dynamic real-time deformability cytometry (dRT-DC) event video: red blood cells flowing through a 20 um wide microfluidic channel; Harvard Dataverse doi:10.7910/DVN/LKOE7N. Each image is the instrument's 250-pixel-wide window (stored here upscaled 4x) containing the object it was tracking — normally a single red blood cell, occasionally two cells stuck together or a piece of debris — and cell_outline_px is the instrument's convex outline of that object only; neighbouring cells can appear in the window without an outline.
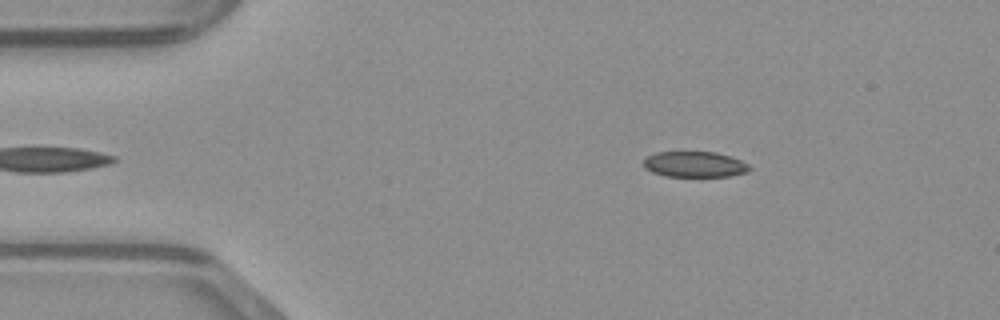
{"species": "common noctule bat (a hibernating species)", "species_latin": "Nyctalus noctula", "temperature_condition": "warm", "stored_images_in_passage": 36, "camera_frame_rate_fps": 3000, "um_per_image_px": 0.085, "animal": {"sex": "male", "body_mass_g": 23.1, "forearm_length_mm": 52.7}, "frame": {"image": 1, "passage_image": 3, "time_ms": 0.667, "image_size_px": [1000, 320], "cell_outline_px": [[752, 168], [748, 172], [728, 176], [664, 176], [652, 172], [644, 168], [644, 160], [648, 156], [656, 152], [716, 152], [740, 160], [748, 164]], "centroid_in_image_um": [59.04, 13.97], "position_along_channel_um": 26.0, "area_um2": 15.78}}
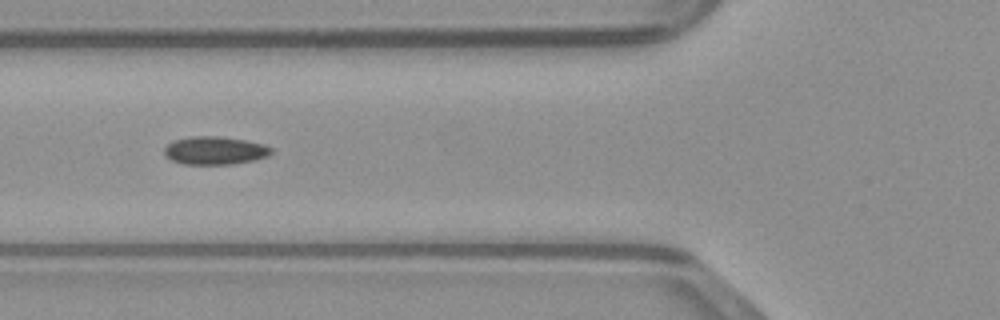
{"frame": {"image": 2, "passage_image": 13, "time_ms": 4.0, "image_size_px": [1000, 320], "cell_outline_px": [[272, 152], [268, 156], [252, 160], [232, 164], [184, 164], [172, 160], [164, 156], [164, 148], [172, 140], [192, 136], [220, 136], [244, 140], [264, 144], [272, 148]], "centroid_in_image_um": [18.24, 12.79], "position_along_channel_um": 107.6, "area_um2": 17.51}}
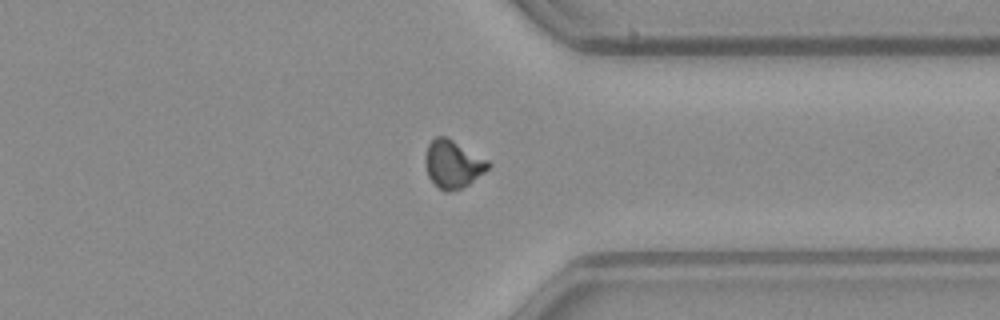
{"frame": {"image": 3, "passage_image": 32, "time_ms": 10.333, "image_size_px": [1000, 320], "cell_outline_px": [[492, 164], [484, 172], [468, 184], [460, 188], [448, 192], [444, 192], [428, 176], [424, 164], [424, 156], [428, 144], [436, 136], [444, 136], [452, 140], [488, 160]], "centroid_in_image_um": [38.47, 13.94], "position_along_channel_um": 372.9, "area_um2": 17.28}}